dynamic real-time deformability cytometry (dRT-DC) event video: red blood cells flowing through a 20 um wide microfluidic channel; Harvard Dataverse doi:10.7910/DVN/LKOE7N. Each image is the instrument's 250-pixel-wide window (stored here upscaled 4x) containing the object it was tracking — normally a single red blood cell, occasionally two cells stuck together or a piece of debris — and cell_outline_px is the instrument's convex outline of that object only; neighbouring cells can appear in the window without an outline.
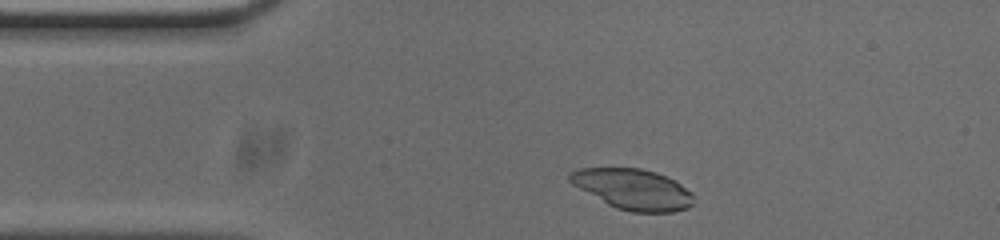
{"species": "common noctule bat (a hibernating species)", "species_latin": "Nyctalus noctula", "temperature_condition": "cold", "stored_images_in_passage": 42, "camera_frame_rate_fps": 3000, "um_per_image_px": 0.085, "animal": {"sex": "male", "body_mass_g": 20.0, "forearm_length_mm": 53.3}, "frame": {"image": 1, "passage_image": 3, "time_ms": 0.667, "image_size_px": [1000, 240], "cell_outline_px": [[692, 204], [688, 208], [672, 212], [632, 212], [616, 208], [608, 204], [572, 184], [568, 180], [568, 172], [580, 168], [640, 168], [656, 172], [676, 180], [692, 192]], "centroid_in_image_um": [53.81, 16.07], "position_along_channel_um": 31.2, "area_um2": 29.25}}
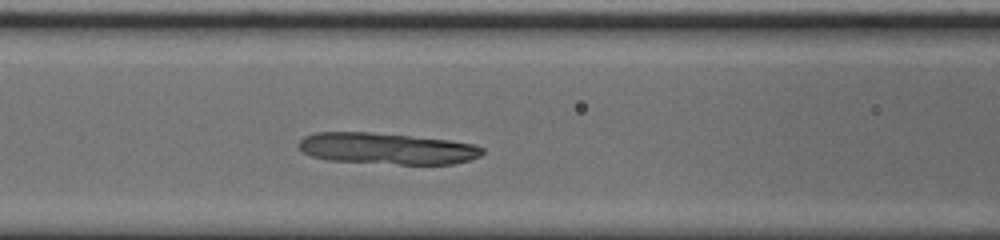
{"frame": {"image": 2, "passage_image": 14, "time_ms": 4.333, "image_size_px": [1000, 240], "cell_outline_px": [[484, 152], [480, 156], [468, 160], [452, 164], [400, 164], [328, 160], [312, 156], [304, 152], [300, 148], [300, 140], [304, 136], [316, 132], [368, 132], [448, 140], [472, 144], [484, 148]], "centroid_in_image_um": [32.89, 12.63], "position_along_channel_um": 133.7, "area_um2": 33.18}}